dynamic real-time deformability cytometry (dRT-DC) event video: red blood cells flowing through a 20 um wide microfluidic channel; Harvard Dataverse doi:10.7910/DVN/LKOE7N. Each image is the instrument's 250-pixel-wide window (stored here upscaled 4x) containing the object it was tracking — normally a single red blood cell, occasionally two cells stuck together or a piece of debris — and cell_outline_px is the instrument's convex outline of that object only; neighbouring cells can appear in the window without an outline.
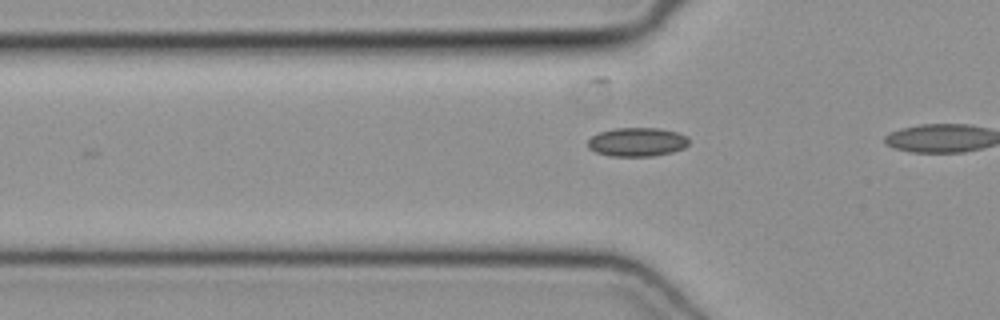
{"species": "common noctule bat (a hibernating species)", "species_latin": "Nyctalus noctula", "temperature_condition": "cold", "stored_images_in_passage": 4, "camera_frame_rate_fps": 3000, "um_per_image_px": 0.085, "animal": {"sex": "female", "body_mass_g": 19.3, "forearm_length_mm": 54.1}, "frame": {"image": 1, "passage_image": 2, "time_ms": 0.333, "image_size_px": [1000, 320], "cell_outline_px": [[688, 144], [684, 148], [672, 152], [652, 156], [608, 156], [596, 152], [588, 148], [588, 140], [592, 136], [600, 132], [616, 128], [660, 128], [676, 132], [688, 136]], "centroid_in_image_um": [54.16, 12.07], "position_along_channel_um": 71.6, "area_um2": 16.99}}